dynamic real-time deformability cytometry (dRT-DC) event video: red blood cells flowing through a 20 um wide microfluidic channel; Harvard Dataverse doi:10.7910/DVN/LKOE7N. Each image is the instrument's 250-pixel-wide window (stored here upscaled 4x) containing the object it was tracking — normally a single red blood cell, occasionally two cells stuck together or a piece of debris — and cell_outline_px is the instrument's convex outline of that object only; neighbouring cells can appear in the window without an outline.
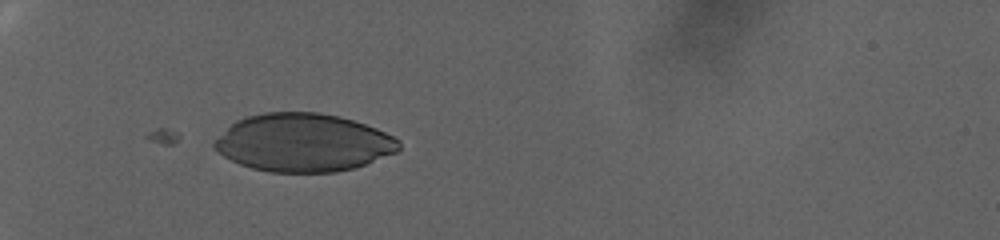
{"species": "human", "species_latin": "Homo sapiens", "temperature_condition": "warm", "stored_images_in_passage": 56, "camera_frame_rate_fps": 3000, "um_per_image_px": 0.085, "donor": {"sex": "female"}, "frame": {"image": 1, "passage_image": 1, "time_ms": 0.0, "image_size_px": [1000, 240], "cell_outline_px": [[400, 148], [396, 152], [356, 168], [336, 172], [268, 172], [252, 168], [240, 164], [224, 156], [212, 148], [212, 144], [236, 120], [244, 116], [264, 112], [320, 112], [340, 116], [376, 128], [400, 140]], "centroid_in_image_um": [25.78, 12.12], "position_along_channel_um": 59.2, "area_um2": 62.42}}
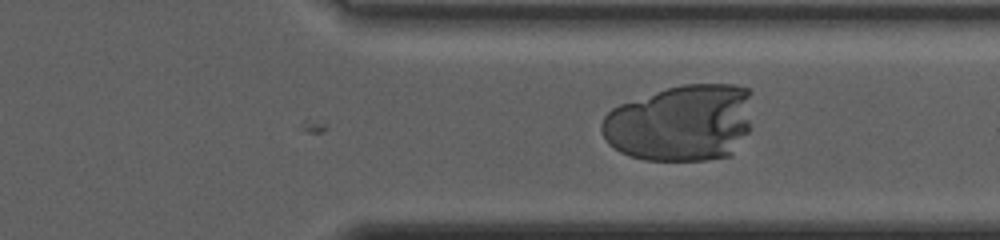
{"frame": {"image": 2, "passage_image": 45, "time_ms": 14.667, "image_size_px": [1000, 240], "cell_outline_px": [[752, 92], [748, 132], [732, 156], [704, 160], [644, 160], [620, 152], [608, 144], [600, 128], [600, 124], [604, 116], [612, 108], [620, 104], [680, 84], [732, 84], [748, 88]], "centroid_in_image_um": [57.89, 10.45], "position_along_channel_um": 353.5, "area_um2": 68.03}}